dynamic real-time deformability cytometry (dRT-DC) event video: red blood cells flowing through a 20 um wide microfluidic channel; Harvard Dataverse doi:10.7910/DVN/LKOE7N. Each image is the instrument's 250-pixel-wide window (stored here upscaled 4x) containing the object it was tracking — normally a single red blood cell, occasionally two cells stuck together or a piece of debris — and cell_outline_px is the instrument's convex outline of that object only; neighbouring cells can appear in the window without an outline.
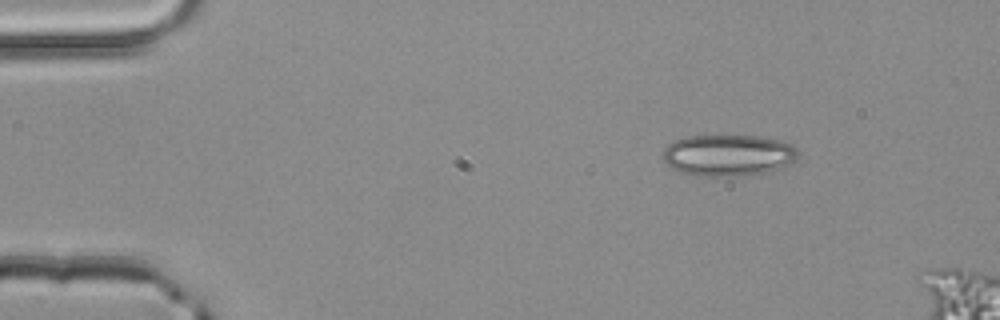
{"species": "common noctule bat (a hibernating species)", "species_latin": "Nyctalus noctula", "temperature_condition": "room temperature", "stored_images_in_passage": 14, "camera_frame_rate_fps": 3000, "um_per_image_px": 0.085, "animal": {"sex": "male", "body_mass_g": 20.4}, "frame": {"image": 1, "passage_image": 7, "time_ms": 2.0, "image_size_px": [1000, 320], "cell_outline_px": [[796, 160], [784, 168], [744, 176], [696, 176], [680, 172], [672, 168], [664, 160], [664, 148], [668, 144], [676, 140], [688, 136], [756, 136], [780, 140], [792, 144], [796, 148]], "centroid_in_image_um": [61.91, 13.21], "position_along_channel_um": 23.1, "area_um2": 32.71}}